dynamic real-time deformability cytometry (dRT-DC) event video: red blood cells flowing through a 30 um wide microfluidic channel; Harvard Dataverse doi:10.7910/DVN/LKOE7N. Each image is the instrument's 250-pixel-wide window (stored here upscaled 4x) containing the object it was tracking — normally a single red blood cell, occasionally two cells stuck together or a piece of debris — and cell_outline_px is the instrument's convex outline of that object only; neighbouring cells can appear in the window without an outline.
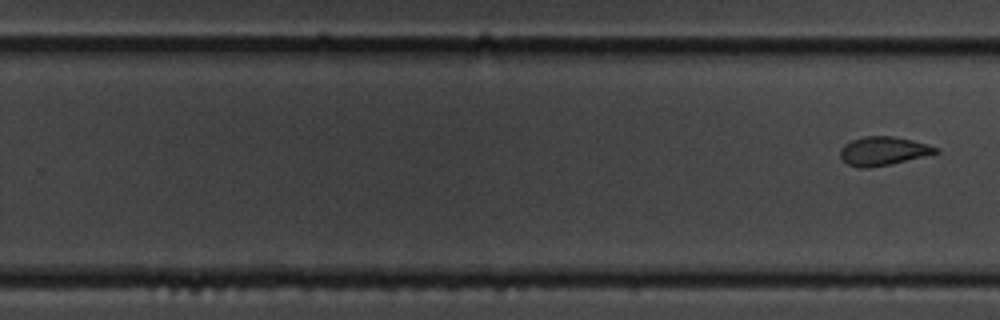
{"species": "common noctule bat (a hibernating species)", "species_latin": "Nyctalus noctula", "temperature_condition": "cold", "stored_images_in_passage": 14, "segment_of_instrument_passage": [2, 2], "camera_frame_rate_fps": 3000, "um_per_image_px": 0.085, "animal": {"sex": "male", "body_mass_g": 19.5, "forearm_length_mm": 54.6}, "frame": {"image": 1, "passage_image": 14, "time_ms": 16.0, "image_size_px": [1000, 320], "cell_outline_px": [[940, 152], [892, 164], [868, 168], [856, 168], [848, 164], [840, 156], [840, 148], [844, 144], [852, 140], [864, 136], [892, 136], [912, 140], [928, 144], [940, 148]], "centroid_in_image_um": [75.08, 12.84], "position_along_channel_um": 254.7, "area_um2": 16.07}}